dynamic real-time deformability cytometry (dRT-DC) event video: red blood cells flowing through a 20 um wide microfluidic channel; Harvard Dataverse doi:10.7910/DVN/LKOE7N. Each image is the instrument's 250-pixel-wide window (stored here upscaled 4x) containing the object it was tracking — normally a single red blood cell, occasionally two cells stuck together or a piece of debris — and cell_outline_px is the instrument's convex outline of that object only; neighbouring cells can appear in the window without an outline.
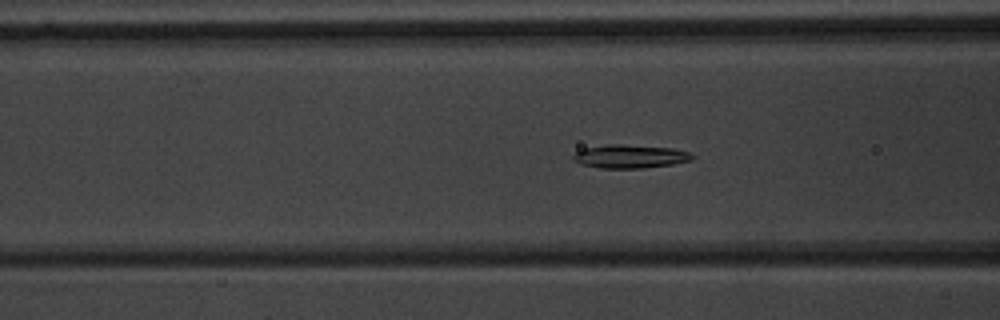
{"species": "common noctule bat (a hibernating species)", "species_latin": "Nyctalus noctula", "temperature_condition": "warm", "stored_images_in_passage": 55, "camera_frame_rate_fps": 3000, "um_per_image_px": 0.085, "animal": {"sex": "male", "body_mass_g": 20.1, "forearm_length_mm": 53.5}, "frame": {"image": 1, "passage_image": 22, "time_ms": 7.0, "image_size_px": [1000, 320], "cell_outline_px": [[696, 156], [692, 160], [672, 164], [644, 168], [600, 168], [580, 164], [572, 160], [572, 156], [576, 152], [584, 148], [612, 144], [620, 144], [672, 148], [692, 152]], "centroid_in_image_um": [53.58, 13.3], "position_along_channel_um": 113.0, "area_um2": 16.36}}
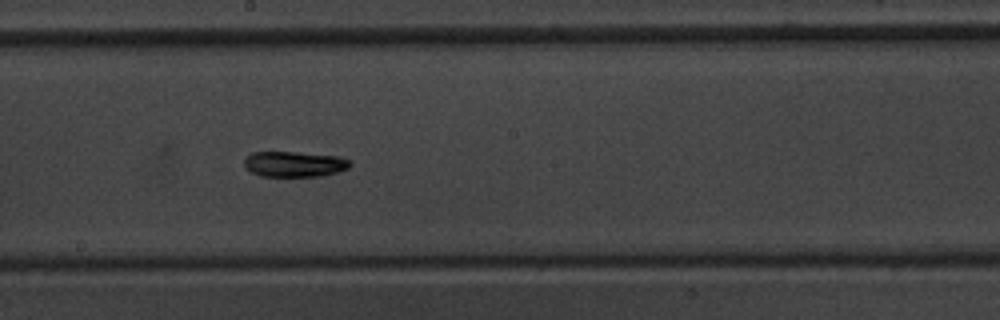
{"frame": {"image": 2, "passage_image": 31, "time_ms": 10.0, "image_size_px": [1000, 320], "cell_outline_px": [[352, 164], [348, 168], [336, 172], [320, 176], [260, 176], [252, 172], [244, 164], [244, 160], [252, 152], [296, 152], [340, 156], [348, 160]], "centroid_in_image_um": [25.04, 13.94], "position_along_channel_um": 223.2, "area_um2": 15.61}}
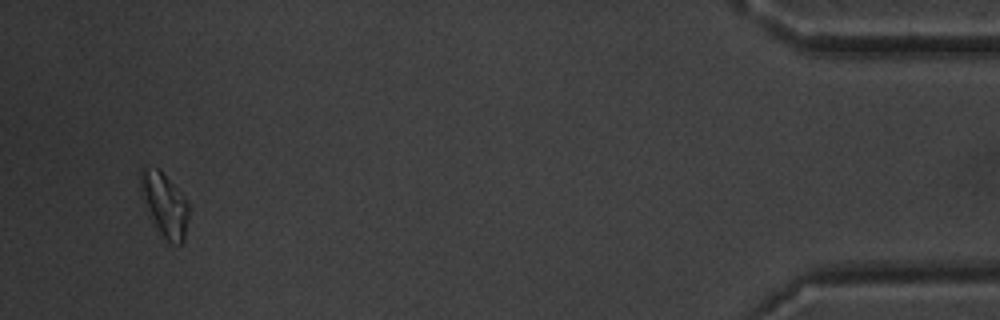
{"frame": {"image": 3, "passage_image": 53, "time_ms": 17.333, "image_size_px": [1000, 320], "cell_outline_px": [[188, 216], [184, 240], [180, 244], [172, 244], [160, 236], [152, 224], [148, 216], [140, 188], [140, 168], [160, 168], [188, 200]], "centroid_in_image_um": [13.97, 17.41], "position_along_channel_um": 421.2, "area_um2": 18.32}, "authors_computed_cell_mechanics": {"area_um2": 15.9528, "velocity_mm_per_s": 3.6762, "shape_relaxation_time_tau1_ms": 3.5678, "shape_relaxation_time_tau2_ms": null, "deformation_change_tau1": 0.1552, "deformation_change_tau2": null}}